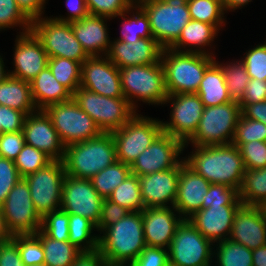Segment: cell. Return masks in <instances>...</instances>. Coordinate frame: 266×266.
I'll use <instances>...</instances> for the list:
<instances>
[{
  "label": "cell",
  "mask_w": 266,
  "mask_h": 266,
  "mask_svg": "<svg viewBox=\"0 0 266 266\" xmlns=\"http://www.w3.org/2000/svg\"><path fill=\"white\" fill-rule=\"evenodd\" d=\"M195 151L182 157L185 164L211 184L240 190L245 166L239 148L233 143L193 146Z\"/></svg>",
  "instance_id": "1"
},
{
  "label": "cell",
  "mask_w": 266,
  "mask_h": 266,
  "mask_svg": "<svg viewBox=\"0 0 266 266\" xmlns=\"http://www.w3.org/2000/svg\"><path fill=\"white\" fill-rule=\"evenodd\" d=\"M99 236L98 251L110 264H130L146 247L142 211L129 212Z\"/></svg>",
  "instance_id": "2"
},
{
  "label": "cell",
  "mask_w": 266,
  "mask_h": 266,
  "mask_svg": "<svg viewBox=\"0 0 266 266\" xmlns=\"http://www.w3.org/2000/svg\"><path fill=\"white\" fill-rule=\"evenodd\" d=\"M117 161L111 133L65 146L63 164L66 175L91 179L95 174Z\"/></svg>",
  "instance_id": "3"
},
{
  "label": "cell",
  "mask_w": 266,
  "mask_h": 266,
  "mask_svg": "<svg viewBox=\"0 0 266 266\" xmlns=\"http://www.w3.org/2000/svg\"><path fill=\"white\" fill-rule=\"evenodd\" d=\"M214 61V54L212 56L163 48L161 62L167 94L196 93L204 72Z\"/></svg>",
  "instance_id": "4"
},
{
  "label": "cell",
  "mask_w": 266,
  "mask_h": 266,
  "mask_svg": "<svg viewBox=\"0 0 266 266\" xmlns=\"http://www.w3.org/2000/svg\"><path fill=\"white\" fill-rule=\"evenodd\" d=\"M124 97L137 110L135 98L151 105H162L168 97L162 62L119 69Z\"/></svg>",
  "instance_id": "5"
},
{
  "label": "cell",
  "mask_w": 266,
  "mask_h": 266,
  "mask_svg": "<svg viewBox=\"0 0 266 266\" xmlns=\"http://www.w3.org/2000/svg\"><path fill=\"white\" fill-rule=\"evenodd\" d=\"M149 18L153 38L169 48L191 20L187 0H136Z\"/></svg>",
  "instance_id": "6"
},
{
  "label": "cell",
  "mask_w": 266,
  "mask_h": 266,
  "mask_svg": "<svg viewBox=\"0 0 266 266\" xmlns=\"http://www.w3.org/2000/svg\"><path fill=\"white\" fill-rule=\"evenodd\" d=\"M72 98L103 133H111L126 124L137 111L125 97H106L79 87Z\"/></svg>",
  "instance_id": "7"
},
{
  "label": "cell",
  "mask_w": 266,
  "mask_h": 266,
  "mask_svg": "<svg viewBox=\"0 0 266 266\" xmlns=\"http://www.w3.org/2000/svg\"><path fill=\"white\" fill-rule=\"evenodd\" d=\"M240 115L241 107L239 103L233 101L205 107L196 132L183 148H186L190 142L193 146L232 143Z\"/></svg>",
  "instance_id": "8"
},
{
  "label": "cell",
  "mask_w": 266,
  "mask_h": 266,
  "mask_svg": "<svg viewBox=\"0 0 266 266\" xmlns=\"http://www.w3.org/2000/svg\"><path fill=\"white\" fill-rule=\"evenodd\" d=\"M162 132V121L136 113L120 129L111 132L117 161L131 166Z\"/></svg>",
  "instance_id": "9"
},
{
  "label": "cell",
  "mask_w": 266,
  "mask_h": 266,
  "mask_svg": "<svg viewBox=\"0 0 266 266\" xmlns=\"http://www.w3.org/2000/svg\"><path fill=\"white\" fill-rule=\"evenodd\" d=\"M43 17L32 21L31 31L41 41L49 58H67L82 64L90 57L76 39L71 23Z\"/></svg>",
  "instance_id": "10"
},
{
  "label": "cell",
  "mask_w": 266,
  "mask_h": 266,
  "mask_svg": "<svg viewBox=\"0 0 266 266\" xmlns=\"http://www.w3.org/2000/svg\"><path fill=\"white\" fill-rule=\"evenodd\" d=\"M44 111L51 118L53 127L65 146L98 137L102 133L93 119L73 98L51 104Z\"/></svg>",
  "instance_id": "11"
},
{
  "label": "cell",
  "mask_w": 266,
  "mask_h": 266,
  "mask_svg": "<svg viewBox=\"0 0 266 266\" xmlns=\"http://www.w3.org/2000/svg\"><path fill=\"white\" fill-rule=\"evenodd\" d=\"M212 241L205 238L188 219L175 230L168 249L169 266H211Z\"/></svg>",
  "instance_id": "12"
},
{
  "label": "cell",
  "mask_w": 266,
  "mask_h": 266,
  "mask_svg": "<svg viewBox=\"0 0 266 266\" xmlns=\"http://www.w3.org/2000/svg\"><path fill=\"white\" fill-rule=\"evenodd\" d=\"M65 175L63 161L52 160L40 170L24 177L34 207L41 217L60 209Z\"/></svg>",
  "instance_id": "13"
},
{
  "label": "cell",
  "mask_w": 266,
  "mask_h": 266,
  "mask_svg": "<svg viewBox=\"0 0 266 266\" xmlns=\"http://www.w3.org/2000/svg\"><path fill=\"white\" fill-rule=\"evenodd\" d=\"M8 231L13 235L35 234L41 229L42 217L36 211L28 183L21 178L1 205Z\"/></svg>",
  "instance_id": "14"
},
{
  "label": "cell",
  "mask_w": 266,
  "mask_h": 266,
  "mask_svg": "<svg viewBox=\"0 0 266 266\" xmlns=\"http://www.w3.org/2000/svg\"><path fill=\"white\" fill-rule=\"evenodd\" d=\"M172 103L170 121L163 122V132L185 144L196 132L205 106L197 93L168 95L164 104Z\"/></svg>",
  "instance_id": "15"
},
{
  "label": "cell",
  "mask_w": 266,
  "mask_h": 266,
  "mask_svg": "<svg viewBox=\"0 0 266 266\" xmlns=\"http://www.w3.org/2000/svg\"><path fill=\"white\" fill-rule=\"evenodd\" d=\"M103 200L104 198L95 190L90 179L65 175L60 209L66 213L80 215L97 226Z\"/></svg>",
  "instance_id": "16"
},
{
  "label": "cell",
  "mask_w": 266,
  "mask_h": 266,
  "mask_svg": "<svg viewBox=\"0 0 266 266\" xmlns=\"http://www.w3.org/2000/svg\"><path fill=\"white\" fill-rule=\"evenodd\" d=\"M184 144L170 134L162 132L130 166L131 173L140 177L174 168L182 159Z\"/></svg>",
  "instance_id": "17"
},
{
  "label": "cell",
  "mask_w": 266,
  "mask_h": 266,
  "mask_svg": "<svg viewBox=\"0 0 266 266\" xmlns=\"http://www.w3.org/2000/svg\"><path fill=\"white\" fill-rule=\"evenodd\" d=\"M80 87L106 97H124L119 69L106 56H93L81 64Z\"/></svg>",
  "instance_id": "18"
},
{
  "label": "cell",
  "mask_w": 266,
  "mask_h": 266,
  "mask_svg": "<svg viewBox=\"0 0 266 266\" xmlns=\"http://www.w3.org/2000/svg\"><path fill=\"white\" fill-rule=\"evenodd\" d=\"M14 50L15 69L12 72L7 71L12 77L31 82L48 66L49 56L32 31L16 37Z\"/></svg>",
  "instance_id": "19"
},
{
  "label": "cell",
  "mask_w": 266,
  "mask_h": 266,
  "mask_svg": "<svg viewBox=\"0 0 266 266\" xmlns=\"http://www.w3.org/2000/svg\"><path fill=\"white\" fill-rule=\"evenodd\" d=\"M23 133L25 144L39 149L52 160L63 161L65 145L44 110L26 115Z\"/></svg>",
  "instance_id": "20"
},
{
  "label": "cell",
  "mask_w": 266,
  "mask_h": 266,
  "mask_svg": "<svg viewBox=\"0 0 266 266\" xmlns=\"http://www.w3.org/2000/svg\"><path fill=\"white\" fill-rule=\"evenodd\" d=\"M179 174L180 162L172 169L140 176L144 208L169 207L168 205L174 207Z\"/></svg>",
  "instance_id": "21"
},
{
  "label": "cell",
  "mask_w": 266,
  "mask_h": 266,
  "mask_svg": "<svg viewBox=\"0 0 266 266\" xmlns=\"http://www.w3.org/2000/svg\"><path fill=\"white\" fill-rule=\"evenodd\" d=\"M230 240L254 250L266 244V212L262 206L241 205L233 218Z\"/></svg>",
  "instance_id": "22"
},
{
  "label": "cell",
  "mask_w": 266,
  "mask_h": 266,
  "mask_svg": "<svg viewBox=\"0 0 266 266\" xmlns=\"http://www.w3.org/2000/svg\"><path fill=\"white\" fill-rule=\"evenodd\" d=\"M174 209L169 206L142 210L146 246L169 249L175 230L183 221L179 212Z\"/></svg>",
  "instance_id": "23"
},
{
  "label": "cell",
  "mask_w": 266,
  "mask_h": 266,
  "mask_svg": "<svg viewBox=\"0 0 266 266\" xmlns=\"http://www.w3.org/2000/svg\"><path fill=\"white\" fill-rule=\"evenodd\" d=\"M162 50L163 47L154 38H140L134 43L111 40L106 57L121 69L160 62Z\"/></svg>",
  "instance_id": "24"
},
{
  "label": "cell",
  "mask_w": 266,
  "mask_h": 266,
  "mask_svg": "<svg viewBox=\"0 0 266 266\" xmlns=\"http://www.w3.org/2000/svg\"><path fill=\"white\" fill-rule=\"evenodd\" d=\"M211 183L180 161V174L174 208L183 219L202 209L203 198Z\"/></svg>",
  "instance_id": "25"
},
{
  "label": "cell",
  "mask_w": 266,
  "mask_h": 266,
  "mask_svg": "<svg viewBox=\"0 0 266 266\" xmlns=\"http://www.w3.org/2000/svg\"><path fill=\"white\" fill-rule=\"evenodd\" d=\"M241 205L209 206L188 218L189 222L213 243L229 239L234 214Z\"/></svg>",
  "instance_id": "26"
},
{
  "label": "cell",
  "mask_w": 266,
  "mask_h": 266,
  "mask_svg": "<svg viewBox=\"0 0 266 266\" xmlns=\"http://www.w3.org/2000/svg\"><path fill=\"white\" fill-rule=\"evenodd\" d=\"M107 19L110 20L88 14L81 20L70 22L76 39L90 57L106 56L109 51L111 41L105 23Z\"/></svg>",
  "instance_id": "27"
},
{
  "label": "cell",
  "mask_w": 266,
  "mask_h": 266,
  "mask_svg": "<svg viewBox=\"0 0 266 266\" xmlns=\"http://www.w3.org/2000/svg\"><path fill=\"white\" fill-rule=\"evenodd\" d=\"M30 89L37 110H44L51 104L68 101L73 95L55 79L48 66L30 82Z\"/></svg>",
  "instance_id": "28"
},
{
  "label": "cell",
  "mask_w": 266,
  "mask_h": 266,
  "mask_svg": "<svg viewBox=\"0 0 266 266\" xmlns=\"http://www.w3.org/2000/svg\"><path fill=\"white\" fill-rule=\"evenodd\" d=\"M217 33H219V30L212 24L190 20L182 29L179 38L169 48L178 52L212 55L213 53L206 51L204 47L211 46L210 43L214 41V38L218 35ZM186 47L190 48L186 50Z\"/></svg>",
  "instance_id": "29"
},
{
  "label": "cell",
  "mask_w": 266,
  "mask_h": 266,
  "mask_svg": "<svg viewBox=\"0 0 266 266\" xmlns=\"http://www.w3.org/2000/svg\"><path fill=\"white\" fill-rule=\"evenodd\" d=\"M0 105L20 110L26 115L36 112L30 82L7 75L0 82Z\"/></svg>",
  "instance_id": "30"
},
{
  "label": "cell",
  "mask_w": 266,
  "mask_h": 266,
  "mask_svg": "<svg viewBox=\"0 0 266 266\" xmlns=\"http://www.w3.org/2000/svg\"><path fill=\"white\" fill-rule=\"evenodd\" d=\"M205 107L231 102L224 74L214 61L204 72L199 89L196 92Z\"/></svg>",
  "instance_id": "31"
},
{
  "label": "cell",
  "mask_w": 266,
  "mask_h": 266,
  "mask_svg": "<svg viewBox=\"0 0 266 266\" xmlns=\"http://www.w3.org/2000/svg\"><path fill=\"white\" fill-rule=\"evenodd\" d=\"M39 240L44 249L46 266H72L82 251L69 241H59L48 237L41 229Z\"/></svg>",
  "instance_id": "32"
},
{
  "label": "cell",
  "mask_w": 266,
  "mask_h": 266,
  "mask_svg": "<svg viewBox=\"0 0 266 266\" xmlns=\"http://www.w3.org/2000/svg\"><path fill=\"white\" fill-rule=\"evenodd\" d=\"M242 205L262 206L266 204V167L245 169L243 183L239 190Z\"/></svg>",
  "instance_id": "33"
},
{
  "label": "cell",
  "mask_w": 266,
  "mask_h": 266,
  "mask_svg": "<svg viewBox=\"0 0 266 266\" xmlns=\"http://www.w3.org/2000/svg\"><path fill=\"white\" fill-rule=\"evenodd\" d=\"M130 11H133V15L130 16L131 18H129V16L128 18L125 17L127 13L131 14ZM120 17L124 19L122 22L123 24H121V36L115 40L134 43L140 38H153L150 30L149 18L145 11L137 3H135L129 10L124 11Z\"/></svg>",
  "instance_id": "34"
},
{
  "label": "cell",
  "mask_w": 266,
  "mask_h": 266,
  "mask_svg": "<svg viewBox=\"0 0 266 266\" xmlns=\"http://www.w3.org/2000/svg\"><path fill=\"white\" fill-rule=\"evenodd\" d=\"M69 242L82 252H94L99 248V236L92 235L96 225L80 215L69 214Z\"/></svg>",
  "instance_id": "35"
},
{
  "label": "cell",
  "mask_w": 266,
  "mask_h": 266,
  "mask_svg": "<svg viewBox=\"0 0 266 266\" xmlns=\"http://www.w3.org/2000/svg\"><path fill=\"white\" fill-rule=\"evenodd\" d=\"M216 243L215 246L218 247L213 251V257L217 258L216 266H253L252 250L244 245L230 239Z\"/></svg>",
  "instance_id": "36"
},
{
  "label": "cell",
  "mask_w": 266,
  "mask_h": 266,
  "mask_svg": "<svg viewBox=\"0 0 266 266\" xmlns=\"http://www.w3.org/2000/svg\"><path fill=\"white\" fill-rule=\"evenodd\" d=\"M131 174V168L120 161H116L99 173L95 174L90 180L98 192V194L105 198L114 191Z\"/></svg>",
  "instance_id": "37"
},
{
  "label": "cell",
  "mask_w": 266,
  "mask_h": 266,
  "mask_svg": "<svg viewBox=\"0 0 266 266\" xmlns=\"http://www.w3.org/2000/svg\"><path fill=\"white\" fill-rule=\"evenodd\" d=\"M107 199L130 212L145 209L141 197L139 177L132 173L114 189Z\"/></svg>",
  "instance_id": "38"
},
{
  "label": "cell",
  "mask_w": 266,
  "mask_h": 266,
  "mask_svg": "<svg viewBox=\"0 0 266 266\" xmlns=\"http://www.w3.org/2000/svg\"><path fill=\"white\" fill-rule=\"evenodd\" d=\"M191 20L214 25L218 30L225 25L224 6L221 0H187ZM223 24V25H222Z\"/></svg>",
  "instance_id": "39"
},
{
  "label": "cell",
  "mask_w": 266,
  "mask_h": 266,
  "mask_svg": "<svg viewBox=\"0 0 266 266\" xmlns=\"http://www.w3.org/2000/svg\"><path fill=\"white\" fill-rule=\"evenodd\" d=\"M48 67L55 79L72 94L80 87L81 64L79 62L67 58L52 57L48 59Z\"/></svg>",
  "instance_id": "40"
},
{
  "label": "cell",
  "mask_w": 266,
  "mask_h": 266,
  "mask_svg": "<svg viewBox=\"0 0 266 266\" xmlns=\"http://www.w3.org/2000/svg\"><path fill=\"white\" fill-rule=\"evenodd\" d=\"M215 62L223 71L226 87L231 100L239 103L243 99L246 86L251 79L246 72L243 62L241 60H237L236 62L234 61V63H223V65L222 63L219 64L216 59Z\"/></svg>",
  "instance_id": "41"
},
{
  "label": "cell",
  "mask_w": 266,
  "mask_h": 266,
  "mask_svg": "<svg viewBox=\"0 0 266 266\" xmlns=\"http://www.w3.org/2000/svg\"><path fill=\"white\" fill-rule=\"evenodd\" d=\"M51 161L52 159L44 152L25 144L17 158L14 160V163L19 175L24 178L25 176L40 170Z\"/></svg>",
  "instance_id": "42"
},
{
  "label": "cell",
  "mask_w": 266,
  "mask_h": 266,
  "mask_svg": "<svg viewBox=\"0 0 266 266\" xmlns=\"http://www.w3.org/2000/svg\"><path fill=\"white\" fill-rule=\"evenodd\" d=\"M12 238L18 243L20 258L24 265L44 263V249L39 240V230L35 234H17Z\"/></svg>",
  "instance_id": "43"
},
{
  "label": "cell",
  "mask_w": 266,
  "mask_h": 266,
  "mask_svg": "<svg viewBox=\"0 0 266 266\" xmlns=\"http://www.w3.org/2000/svg\"><path fill=\"white\" fill-rule=\"evenodd\" d=\"M69 214L62 209L49 212L42 217L41 230L59 241H69Z\"/></svg>",
  "instance_id": "44"
},
{
  "label": "cell",
  "mask_w": 266,
  "mask_h": 266,
  "mask_svg": "<svg viewBox=\"0 0 266 266\" xmlns=\"http://www.w3.org/2000/svg\"><path fill=\"white\" fill-rule=\"evenodd\" d=\"M32 22L19 9L16 0H0V31L19 26L23 32L31 31ZM22 26V27H21Z\"/></svg>",
  "instance_id": "45"
},
{
  "label": "cell",
  "mask_w": 266,
  "mask_h": 266,
  "mask_svg": "<svg viewBox=\"0 0 266 266\" xmlns=\"http://www.w3.org/2000/svg\"><path fill=\"white\" fill-rule=\"evenodd\" d=\"M266 142V125L258 120L246 118L242 113L236 125L232 143Z\"/></svg>",
  "instance_id": "46"
},
{
  "label": "cell",
  "mask_w": 266,
  "mask_h": 266,
  "mask_svg": "<svg viewBox=\"0 0 266 266\" xmlns=\"http://www.w3.org/2000/svg\"><path fill=\"white\" fill-rule=\"evenodd\" d=\"M221 205H242L239 191L223 184H211L203 198L202 209Z\"/></svg>",
  "instance_id": "47"
},
{
  "label": "cell",
  "mask_w": 266,
  "mask_h": 266,
  "mask_svg": "<svg viewBox=\"0 0 266 266\" xmlns=\"http://www.w3.org/2000/svg\"><path fill=\"white\" fill-rule=\"evenodd\" d=\"M89 14L100 17L111 18L119 17L124 11L129 10L135 0H86Z\"/></svg>",
  "instance_id": "48"
},
{
  "label": "cell",
  "mask_w": 266,
  "mask_h": 266,
  "mask_svg": "<svg viewBox=\"0 0 266 266\" xmlns=\"http://www.w3.org/2000/svg\"><path fill=\"white\" fill-rule=\"evenodd\" d=\"M239 150L245 169H261L266 167V142L251 141L249 143H233Z\"/></svg>",
  "instance_id": "49"
},
{
  "label": "cell",
  "mask_w": 266,
  "mask_h": 266,
  "mask_svg": "<svg viewBox=\"0 0 266 266\" xmlns=\"http://www.w3.org/2000/svg\"><path fill=\"white\" fill-rule=\"evenodd\" d=\"M241 61L250 78L266 80V48L262 44L248 50Z\"/></svg>",
  "instance_id": "50"
},
{
  "label": "cell",
  "mask_w": 266,
  "mask_h": 266,
  "mask_svg": "<svg viewBox=\"0 0 266 266\" xmlns=\"http://www.w3.org/2000/svg\"><path fill=\"white\" fill-rule=\"evenodd\" d=\"M21 178L14 161L0 157V206Z\"/></svg>",
  "instance_id": "51"
},
{
  "label": "cell",
  "mask_w": 266,
  "mask_h": 266,
  "mask_svg": "<svg viewBox=\"0 0 266 266\" xmlns=\"http://www.w3.org/2000/svg\"><path fill=\"white\" fill-rule=\"evenodd\" d=\"M25 145L23 130L0 135V157L15 160Z\"/></svg>",
  "instance_id": "52"
},
{
  "label": "cell",
  "mask_w": 266,
  "mask_h": 266,
  "mask_svg": "<svg viewBox=\"0 0 266 266\" xmlns=\"http://www.w3.org/2000/svg\"><path fill=\"white\" fill-rule=\"evenodd\" d=\"M130 211L105 198L102 203L101 217L96 226L100 234L109 226L125 217Z\"/></svg>",
  "instance_id": "53"
},
{
  "label": "cell",
  "mask_w": 266,
  "mask_h": 266,
  "mask_svg": "<svg viewBox=\"0 0 266 266\" xmlns=\"http://www.w3.org/2000/svg\"><path fill=\"white\" fill-rule=\"evenodd\" d=\"M130 266H169L168 249L146 246Z\"/></svg>",
  "instance_id": "54"
},
{
  "label": "cell",
  "mask_w": 266,
  "mask_h": 266,
  "mask_svg": "<svg viewBox=\"0 0 266 266\" xmlns=\"http://www.w3.org/2000/svg\"><path fill=\"white\" fill-rule=\"evenodd\" d=\"M26 114L20 110L0 105V124L2 133L18 132L23 130Z\"/></svg>",
  "instance_id": "55"
},
{
  "label": "cell",
  "mask_w": 266,
  "mask_h": 266,
  "mask_svg": "<svg viewBox=\"0 0 266 266\" xmlns=\"http://www.w3.org/2000/svg\"><path fill=\"white\" fill-rule=\"evenodd\" d=\"M262 101H266V80L251 78L239 104H252Z\"/></svg>",
  "instance_id": "56"
},
{
  "label": "cell",
  "mask_w": 266,
  "mask_h": 266,
  "mask_svg": "<svg viewBox=\"0 0 266 266\" xmlns=\"http://www.w3.org/2000/svg\"><path fill=\"white\" fill-rule=\"evenodd\" d=\"M0 266H24L20 258L18 243L13 238L3 243L0 252Z\"/></svg>",
  "instance_id": "57"
},
{
  "label": "cell",
  "mask_w": 266,
  "mask_h": 266,
  "mask_svg": "<svg viewBox=\"0 0 266 266\" xmlns=\"http://www.w3.org/2000/svg\"><path fill=\"white\" fill-rule=\"evenodd\" d=\"M66 7L68 9V16L53 17L62 22H73L83 19L89 14L86 0H66Z\"/></svg>",
  "instance_id": "58"
},
{
  "label": "cell",
  "mask_w": 266,
  "mask_h": 266,
  "mask_svg": "<svg viewBox=\"0 0 266 266\" xmlns=\"http://www.w3.org/2000/svg\"><path fill=\"white\" fill-rule=\"evenodd\" d=\"M46 1L47 0H16V3L22 13L32 22L43 16Z\"/></svg>",
  "instance_id": "59"
},
{
  "label": "cell",
  "mask_w": 266,
  "mask_h": 266,
  "mask_svg": "<svg viewBox=\"0 0 266 266\" xmlns=\"http://www.w3.org/2000/svg\"><path fill=\"white\" fill-rule=\"evenodd\" d=\"M239 105L241 107V113L246 118L258 120L266 125V101Z\"/></svg>",
  "instance_id": "60"
},
{
  "label": "cell",
  "mask_w": 266,
  "mask_h": 266,
  "mask_svg": "<svg viewBox=\"0 0 266 266\" xmlns=\"http://www.w3.org/2000/svg\"><path fill=\"white\" fill-rule=\"evenodd\" d=\"M107 261L100 252H82L72 266H106Z\"/></svg>",
  "instance_id": "61"
},
{
  "label": "cell",
  "mask_w": 266,
  "mask_h": 266,
  "mask_svg": "<svg viewBox=\"0 0 266 266\" xmlns=\"http://www.w3.org/2000/svg\"><path fill=\"white\" fill-rule=\"evenodd\" d=\"M253 266H266V244L252 250Z\"/></svg>",
  "instance_id": "62"
},
{
  "label": "cell",
  "mask_w": 266,
  "mask_h": 266,
  "mask_svg": "<svg viewBox=\"0 0 266 266\" xmlns=\"http://www.w3.org/2000/svg\"><path fill=\"white\" fill-rule=\"evenodd\" d=\"M252 0H224L223 1V6L226 11H234L238 8H242V6H245L246 4H248L249 2H251Z\"/></svg>",
  "instance_id": "63"
},
{
  "label": "cell",
  "mask_w": 266,
  "mask_h": 266,
  "mask_svg": "<svg viewBox=\"0 0 266 266\" xmlns=\"http://www.w3.org/2000/svg\"><path fill=\"white\" fill-rule=\"evenodd\" d=\"M11 238H12V234L8 231L4 216L2 214V208L0 206V240L8 241Z\"/></svg>",
  "instance_id": "64"
},
{
  "label": "cell",
  "mask_w": 266,
  "mask_h": 266,
  "mask_svg": "<svg viewBox=\"0 0 266 266\" xmlns=\"http://www.w3.org/2000/svg\"><path fill=\"white\" fill-rule=\"evenodd\" d=\"M3 58L0 55V82H2L6 76L8 75V72H6L5 68H4V62H3Z\"/></svg>",
  "instance_id": "65"
},
{
  "label": "cell",
  "mask_w": 266,
  "mask_h": 266,
  "mask_svg": "<svg viewBox=\"0 0 266 266\" xmlns=\"http://www.w3.org/2000/svg\"><path fill=\"white\" fill-rule=\"evenodd\" d=\"M106 266H130L129 264H110V263H107Z\"/></svg>",
  "instance_id": "66"
},
{
  "label": "cell",
  "mask_w": 266,
  "mask_h": 266,
  "mask_svg": "<svg viewBox=\"0 0 266 266\" xmlns=\"http://www.w3.org/2000/svg\"><path fill=\"white\" fill-rule=\"evenodd\" d=\"M24 266H46V265L42 263V264H32V265H24Z\"/></svg>",
  "instance_id": "67"
},
{
  "label": "cell",
  "mask_w": 266,
  "mask_h": 266,
  "mask_svg": "<svg viewBox=\"0 0 266 266\" xmlns=\"http://www.w3.org/2000/svg\"><path fill=\"white\" fill-rule=\"evenodd\" d=\"M5 241H3V240H0V252H1V249H2V246H3V243H4Z\"/></svg>",
  "instance_id": "68"
},
{
  "label": "cell",
  "mask_w": 266,
  "mask_h": 266,
  "mask_svg": "<svg viewBox=\"0 0 266 266\" xmlns=\"http://www.w3.org/2000/svg\"><path fill=\"white\" fill-rule=\"evenodd\" d=\"M2 134V125L0 124V135Z\"/></svg>",
  "instance_id": "69"
}]
</instances>
